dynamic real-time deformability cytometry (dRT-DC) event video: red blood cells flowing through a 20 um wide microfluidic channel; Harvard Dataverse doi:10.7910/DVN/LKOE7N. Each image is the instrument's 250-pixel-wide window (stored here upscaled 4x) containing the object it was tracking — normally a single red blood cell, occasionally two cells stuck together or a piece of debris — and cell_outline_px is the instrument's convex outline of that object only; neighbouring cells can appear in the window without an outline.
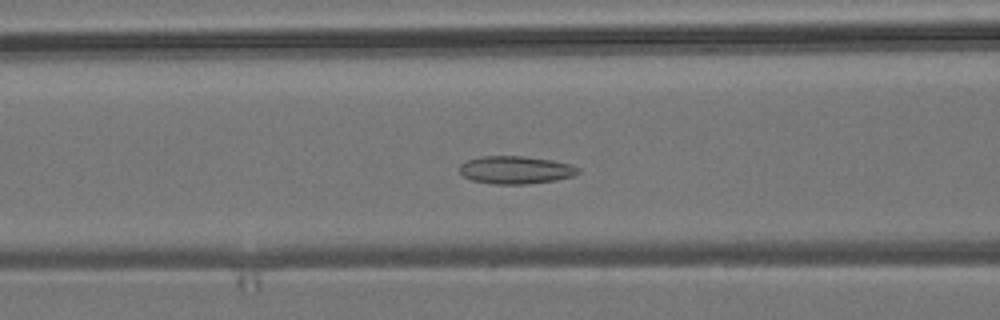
{"species": "common noctule bat (a hibernating species)", "species_latin": "Nyctalus noctula", "temperature_condition": "room temperature", "stored_images_in_passage": 41, "camera_frame_rate_fps": 3000, "um_per_image_px": 0.085, "animal": {"sex": "male", "body_mass_g": 19.2, "forearm_length_mm": 51.8}, "frame": {"image": 1, "passage_image": 8, "time_ms": 2.333, "image_size_px": [1000, 320], "cell_outline_px": [[580, 172], [572, 176], [556, 180], [528, 184], [496, 184], [472, 180], [464, 176], [460, 172], [460, 164], [468, 160], [480, 156], [524, 156], [552, 160], [572, 164], [580, 168]], "centroid_in_image_um": [43.86, 14.44], "position_along_channel_um": 122.7, "area_um2": 19.25}}
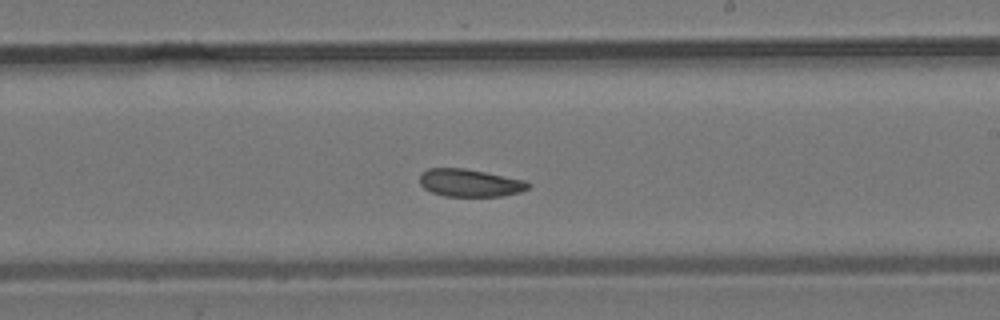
{"frame": {"image": 2, "passage_image": 18, "time_ms": 5.667, "image_size_px": [1000, 320], "cell_outline_px": [[532, 184], [528, 188], [520, 192], [504, 196], [444, 196], [432, 192], [424, 188], [420, 184], [420, 172], [428, 168], [464, 168], [524, 180]], "centroid_in_image_um": [39.92, 15.54], "position_along_channel_um": 249.1, "area_um2": 17.46}}
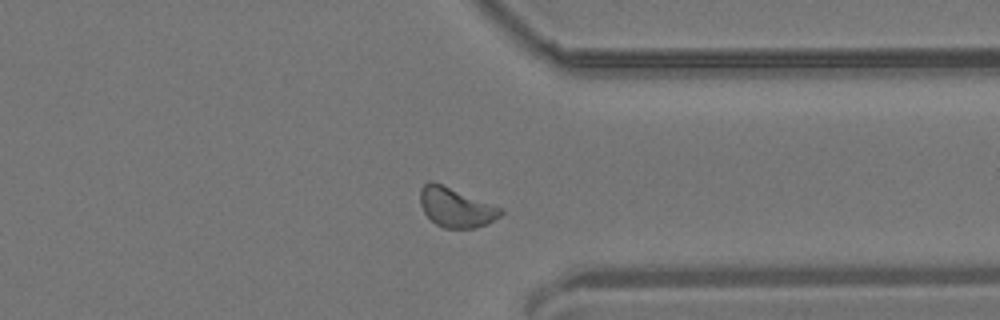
{"frame": {"image": 3, "passage_image": 28, "time_ms": 9.0, "image_size_px": [1000, 320], "cell_outline_px": [[504, 212], [500, 216], [488, 224], [476, 228], [444, 228], [436, 224], [424, 212], [420, 204], [420, 188], [428, 180], [432, 180], [504, 208]], "centroid_in_image_um": [38.77, 17.61], "position_along_channel_um": 372.6, "area_um2": 18.79}, "authors_computed_cell_mechanics": {"area_um2": 18.3226, "velocity_mm_per_s": 3.7882, "shape_relaxation_time_tau1_ms": null, "shape_relaxation_time_tau2_ms": 2.97, "deformation_change_tau1": null, "deformation_change_tau2": 0.0751}}